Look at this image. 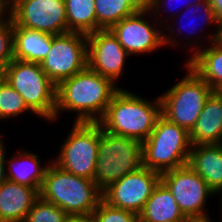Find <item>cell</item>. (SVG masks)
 <instances>
[{"mask_svg":"<svg viewBox=\"0 0 222 222\" xmlns=\"http://www.w3.org/2000/svg\"><path fill=\"white\" fill-rule=\"evenodd\" d=\"M7 165V180L36 188L40 192L49 164L41 166L36 154L22 150L13 156Z\"/></svg>","mask_w":222,"mask_h":222,"instance_id":"44dd1931","label":"cell"},{"mask_svg":"<svg viewBox=\"0 0 222 222\" xmlns=\"http://www.w3.org/2000/svg\"><path fill=\"white\" fill-rule=\"evenodd\" d=\"M4 142L3 140L1 139V134H0V150L4 147Z\"/></svg>","mask_w":222,"mask_h":222,"instance_id":"8d00e7d4","label":"cell"},{"mask_svg":"<svg viewBox=\"0 0 222 222\" xmlns=\"http://www.w3.org/2000/svg\"><path fill=\"white\" fill-rule=\"evenodd\" d=\"M6 82L23 97L33 115L54 121L56 85L40 64L13 59L6 66Z\"/></svg>","mask_w":222,"mask_h":222,"instance_id":"8992f818","label":"cell"},{"mask_svg":"<svg viewBox=\"0 0 222 222\" xmlns=\"http://www.w3.org/2000/svg\"><path fill=\"white\" fill-rule=\"evenodd\" d=\"M26 111L34 113L23 97L5 82L0 87V119L16 117Z\"/></svg>","mask_w":222,"mask_h":222,"instance_id":"cb8c5ba5","label":"cell"},{"mask_svg":"<svg viewBox=\"0 0 222 222\" xmlns=\"http://www.w3.org/2000/svg\"><path fill=\"white\" fill-rule=\"evenodd\" d=\"M88 66L56 86L55 118L60 111L77 112V123H98L120 89Z\"/></svg>","mask_w":222,"mask_h":222,"instance_id":"6da1fadb","label":"cell"},{"mask_svg":"<svg viewBox=\"0 0 222 222\" xmlns=\"http://www.w3.org/2000/svg\"><path fill=\"white\" fill-rule=\"evenodd\" d=\"M161 182L169 189L180 210L191 222H209L205 211L208 196L215 193L188 164L161 174Z\"/></svg>","mask_w":222,"mask_h":222,"instance_id":"9c48e42d","label":"cell"},{"mask_svg":"<svg viewBox=\"0 0 222 222\" xmlns=\"http://www.w3.org/2000/svg\"><path fill=\"white\" fill-rule=\"evenodd\" d=\"M11 8L8 0H0V24L11 19Z\"/></svg>","mask_w":222,"mask_h":222,"instance_id":"f546056e","label":"cell"},{"mask_svg":"<svg viewBox=\"0 0 222 222\" xmlns=\"http://www.w3.org/2000/svg\"><path fill=\"white\" fill-rule=\"evenodd\" d=\"M40 66L56 86L83 71L88 66L87 35L77 32L53 35L51 50Z\"/></svg>","mask_w":222,"mask_h":222,"instance_id":"30bf717a","label":"cell"},{"mask_svg":"<svg viewBox=\"0 0 222 222\" xmlns=\"http://www.w3.org/2000/svg\"><path fill=\"white\" fill-rule=\"evenodd\" d=\"M15 25L51 35L68 32L64 0H19L11 8Z\"/></svg>","mask_w":222,"mask_h":222,"instance_id":"4fadbf2b","label":"cell"},{"mask_svg":"<svg viewBox=\"0 0 222 222\" xmlns=\"http://www.w3.org/2000/svg\"><path fill=\"white\" fill-rule=\"evenodd\" d=\"M12 18L0 24V67H5L14 59Z\"/></svg>","mask_w":222,"mask_h":222,"instance_id":"4316f807","label":"cell"},{"mask_svg":"<svg viewBox=\"0 0 222 222\" xmlns=\"http://www.w3.org/2000/svg\"><path fill=\"white\" fill-rule=\"evenodd\" d=\"M6 82V68L0 67V87Z\"/></svg>","mask_w":222,"mask_h":222,"instance_id":"e575fe53","label":"cell"},{"mask_svg":"<svg viewBox=\"0 0 222 222\" xmlns=\"http://www.w3.org/2000/svg\"><path fill=\"white\" fill-rule=\"evenodd\" d=\"M69 215L58 206L39 197L24 222H65Z\"/></svg>","mask_w":222,"mask_h":222,"instance_id":"d4e9b609","label":"cell"},{"mask_svg":"<svg viewBox=\"0 0 222 222\" xmlns=\"http://www.w3.org/2000/svg\"><path fill=\"white\" fill-rule=\"evenodd\" d=\"M100 138L99 123H77L65 139L59 155L52 161L62 170L93 180Z\"/></svg>","mask_w":222,"mask_h":222,"instance_id":"ba28073f","label":"cell"},{"mask_svg":"<svg viewBox=\"0 0 222 222\" xmlns=\"http://www.w3.org/2000/svg\"><path fill=\"white\" fill-rule=\"evenodd\" d=\"M65 222H95L93 214L68 216Z\"/></svg>","mask_w":222,"mask_h":222,"instance_id":"1f68e13d","label":"cell"},{"mask_svg":"<svg viewBox=\"0 0 222 222\" xmlns=\"http://www.w3.org/2000/svg\"><path fill=\"white\" fill-rule=\"evenodd\" d=\"M165 0H149V7H148V9L150 10V12H151V15H152V13H154V12H156V13H158V12H160V11H165V10H161V6H163L162 5V3L164 2ZM169 1H175V2H178L179 0H167V2L170 4V2ZM202 1H204V0H193V3L191 4V3H189L188 2V4H189V6L190 5H196L197 3H200V2H202ZM167 3V4H168ZM166 4V5H167ZM159 9H160V11H159ZM169 10H171V9H169Z\"/></svg>","mask_w":222,"mask_h":222,"instance_id":"f1b7e54d","label":"cell"},{"mask_svg":"<svg viewBox=\"0 0 222 222\" xmlns=\"http://www.w3.org/2000/svg\"><path fill=\"white\" fill-rule=\"evenodd\" d=\"M139 222H191L169 189L160 181L139 214Z\"/></svg>","mask_w":222,"mask_h":222,"instance_id":"d6986e66","label":"cell"},{"mask_svg":"<svg viewBox=\"0 0 222 222\" xmlns=\"http://www.w3.org/2000/svg\"><path fill=\"white\" fill-rule=\"evenodd\" d=\"M95 0H64L68 32L85 35L97 31Z\"/></svg>","mask_w":222,"mask_h":222,"instance_id":"603a6c76","label":"cell"},{"mask_svg":"<svg viewBox=\"0 0 222 222\" xmlns=\"http://www.w3.org/2000/svg\"><path fill=\"white\" fill-rule=\"evenodd\" d=\"M217 31L215 32V34H213L212 36L210 35V37L208 38V40L213 43L216 42L219 45L222 46V20L219 21L218 27L216 26Z\"/></svg>","mask_w":222,"mask_h":222,"instance_id":"836d02e7","label":"cell"},{"mask_svg":"<svg viewBox=\"0 0 222 222\" xmlns=\"http://www.w3.org/2000/svg\"><path fill=\"white\" fill-rule=\"evenodd\" d=\"M210 44L212 45L207 48H200L201 46L192 43V50H195L185 64L192 68L213 91L222 92V46L216 42Z\"/></svg>","mask_w":222,"mask_h":222,"instance_id":"ffe728a7","label":"cell"},{"mask_svg":"<svg viewBox=\"0 0 222 222\" xmlns=\"http://www.w3.org/2000/svg\"><path fill=\"white\" fill-rule=\"evenodd\" d=\"M192 146L222 144V92L213 91L207 98L194 127L189 132Z\"/></svg>","mask_w":222,"mask_h":222,"instance_id":"9a60e30c","label":"cell"},{"mask_svg":"<svg viewBox=\"0 0 222 222\" xmlns=\"http://www.w3.org/2000/svg\"><path fill=\"white\" fill-rule=\"evenodd\" d=\"M5 148L6 147H3L1 150H0V187L4 184V182L7 180V177H6V172H7V169H6V158H5Z\"/></svg>","mask_w":222,"mask_h":222,"instance_id":"4dcf8cb0","label":"cell"},{"mask_svg":"<svg viewBox=\"0 0 222 222\" xmlns=\"http://www.w3.org/2000/svg\"><path fill=\"white\" fill-rule=\"evenodd\" d=\"M95 222H139V215L109 205L103 199L93 211Z\"/></svg>","mask_w":222,"mask_h":222,"instance_id":"484cf974","label":"cell"},{"mask_svg":"<svg viewBox=\"0 0 222 222\" xmlns=\"http://www.w3.org/2000/svg\"><path fill=\"white\" fill-rule=\"evenodd\" d=\"M160 115V97L151 103L142 96L121 88L113 95L98 123L110 133L143 143L152 133Z\"/></svg>","mask_w":222,"mask_h":222,"instance_id":"7a4b0ae2","label":"cell"},{"mask_svg":"<svg viewBox=\"0 0 222 222\" xmlns=\"http://www.w3.org/2000/svg\"><path fill=\"white\" fill-rule=\"evenodd\" d=\"M94 5L98 31L109 30L123 18L148 9L149 0H95Z\"/></svg>","mask_w":222,"mask_h":222,"instance_id":"7402d4cb","label":"cell"},{"mask_svg":"<svg viewBox=\"0 0 222 222\" xmlns=\"http://www.w3.org/2000/svg\"><path fill=\"white\" fill-rule=\"evenodd\" d=\"M147 14H150L149 9L138 11L109 29L129 55L150 53L162 46H173L176 43L164 30H158L150 21L147 22L146 18H143Z\"/></svg>","mask_w":222,"mask_h":222,"instance_id":"8fae6325","label":"cell"},{"mask_svg":"<svg viewBox=\"0 0 222 222\" xmlns=\"http://www.w3.org/2000/svg\"><path fill=\"white\" fill-rule=\"evenodd\" d=\"M160 181V173L142 167L123 176L105 190L103 200L111 206L139 215Z\"/></svg>","mask_w":222,"mask_h":222,"instance_id":"7c38bea8","label":"cell"},{"mask_svg":"<svg viewBox=\"0 0 222 222\" xmlns=\"http://www.w3.org/2000/svg\"><path fill=\"white\" fill-rule=\"evenodd\" d=\"M187 164L215 194L222 192V144L192 146Z\"/></svg>","mask_w":222,"mask_h":222,"instance_id":"e0dca14e","label":"cell"},{"mask_svg":"<svg viewBox=\"0 0 222 222\" xmlns=\"http://www.w3.org/2000/svg\"><path fill=\"white\" fill-rule=\"evenodd\" d=\"M190 9H192V10H190ZM199 9H200V12L202 11L201 13L204 16L201 19H203V20L205 19L206 23H211V24L213 23V25L218 26L219 21L215 17L213 8L211 7L209 0H204L200 3H197L196 5H190V6L187 5L185 12L188 13V11L191 12V11L195 10L196 12L195 11L194 12L197 13L199 11ZM194 12L192 14H194ZM184 18H187V17L185 16ZM178 29L182 30L183 28L180 26Z\"/></svg>","mask_w":222,"mask_h":222,"instance_id":"83f0119b","label":"cell"},{"mask_svg":"<svg viewBox=\"0 0 222 222\" xmlns=\"http://www.w3.org/2000/svg\"><path fill=\"white\" fill-rule=\"evenodd\" d=\"M39 193L69 216L93 214L103 199L93 180L68 173L53 162H49Z\"/></svg>","mask_w":222,"mask_h":222,"instance_id":"3957f363","label":"cell"},{"mask_svg":"<svg viewBox=\"0 0 222 222\" xmlns=\"http://www.w3.org/2000/svg\"><path fill=\"white\" fill-rule=\"evenodd\" d=\"M191 147L189 132L161 114L143 142V167L162 174L187 165Z\"/></svg>","mask_w":222,"mask_h":222,"instance_id":"5b68a950","label":"cell"},{"mask_svg":"<svg viewBox=\"0 0 222 222\" xmlns=\"http://www.w3.org/2000/svg\"><path fill=\"white\" fill-rule=\"evenodd\" d=\"M53 35L14 24V59L40 64L51 50Z\"/></svg>","mask_w":222,"mask_h":222,"instance_id":"ac0fdd59","label":"cell"},{"mask_svg":"<svg viewBox=\"0 0 222 222\" xmlns=\"http://www.w3.org/2000/svg\"><path fill=\"white\" fill-rule=\"evenodd\" d=\"M87 53L88 67L116 85V79L123 74L129 54L110 30L88 34Z\"/></svg>","mask_w":222,"mask_h":222,"instance_id":"5bb4252c","label":"cell"},{"mask_svg":"<svg viewBox=\"0 0 222 222\" xmlns=\"http://www.w3.org/2000/svg\"><path fill=\"white\" fill-rule=\"evenodd\" d=\"M218 21L222 20V0H209Z\"/></svg>","mask_w":222,"mask_h":222,"instance_id":"d6a6232c","label":"cell"},{"mask_svg":"<svg viewBox=\"0 0 222 222\" xmlns=\"http://www.w3.org/2000/svg\"><path fill=\"white\" fill-rule=\"evenodd\" d=\"M185 67L184 78L159 97L161 114L190 132L213 89L187 64Z\"/></svg>","mask_w":222,"mask_h":222,"instance_id":"52a82bcc","label":"cell"},{"mask_svg":"<svg viewBox=\"0 0 222 222\" xmlns=\"http://www.w3.org/2000/svg\"><path fill=\"white\" fill-rule=\"evenodd\" d=\"M19 0H8L9 5L12 7Z\"/></svg>","mask_w":222,"mask_h":222,"instance_id":"d590c367","label":"cell"},{"mask_svg":"<svg viewBox=\"0 0 222 222\" xmlns=\"http://www.w3.org/2000/svg\"><path fill=\"white\" fill-rule=\"evenodd\" d=\"M143 167V143L116 135L100 125L98 155L93 182L103 193L123 176Z\"/></svg>","mask_w":222,"mask_h":222,"instance_id":"277c9868","label":"cell"},{"mask_svg":"<svg viewBox=\"0 0 222 222\" xmlns=\"http://www.w3.org/2000/svg\"><path fill=\"white\" fill-rule=\"evenodd\" d=\"M39 197L36 188L6 180L0 187V222H24Z\"/></svg>","mask_w":222,"mask_h":222,"instance_id":"2e32d148","label":"cell"}]
</instances>
